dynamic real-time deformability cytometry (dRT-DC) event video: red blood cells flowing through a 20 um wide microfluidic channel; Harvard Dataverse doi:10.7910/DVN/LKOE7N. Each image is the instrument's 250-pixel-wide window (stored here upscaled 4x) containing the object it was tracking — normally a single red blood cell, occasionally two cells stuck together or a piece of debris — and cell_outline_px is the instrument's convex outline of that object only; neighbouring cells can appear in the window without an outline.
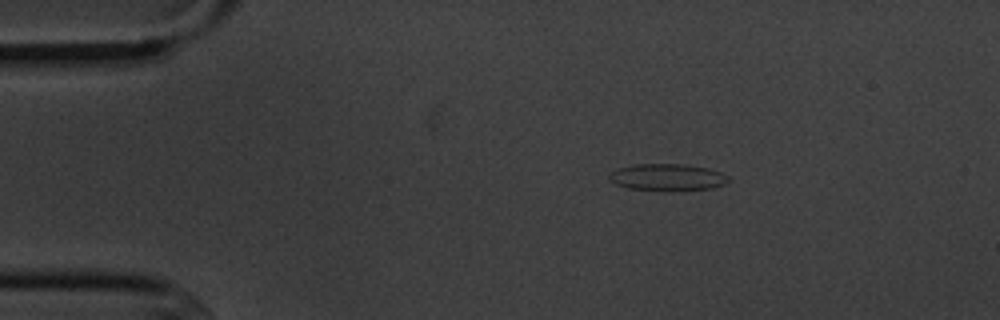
{"species": "common noctule bat (a hibernating species)", "species_latin": "Nyctalus noctula", "temperature_condition": "cold", "stored_images_in_passage": 13, "camera_frame_rate_fps": 3000, "um_per_image_px": 0.085, "animal": {"sex": "male", "body_mass_g": 20.1, "forearm_length_mm": 53.5}, "frame": {"image": 1, "passage_image": 1, "time_ms": 0.0, "image_size_px": [1000, 320], "cell_outline_px": [[732, 180], [724, 184], [712, 188], [668, 192], [628, 188], [616, 184], [608, 180], [608, 176], [616, 168], [632, 164], [680, 164], [708, 168], [720, 172], [728, 176]], "centroid_in_image_um": [56.71, 15.08], "position_along_channel_um": 28.3, "area_um2": 19.07}}
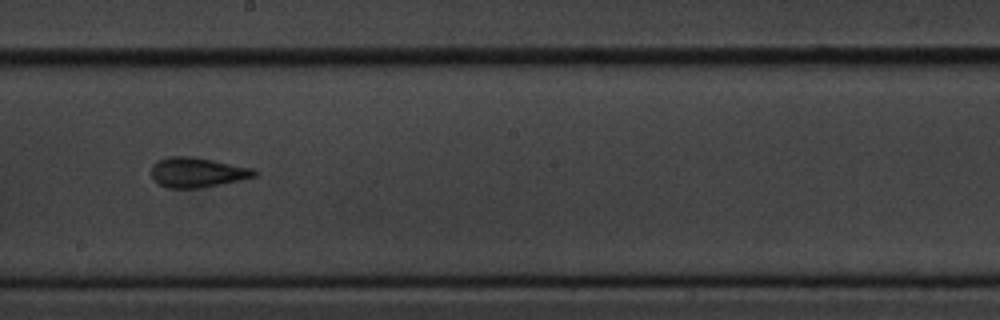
{"frame": {"image": 2, "passage_image": 7, "time_ms": 7.0, "image_size_px": [1000, 320], "cell_outline_px": [[260, 172], [256, 176], [240, 180], [200, 188], [168, 188], [152, 180], [152, 164], [156, 160], [168, 156], [192, 156], [256, 168]], "centroid_in_image_um": [16.79, 14.64], "position_along_channel_um": 231.4, "area_um2": 18.26}}
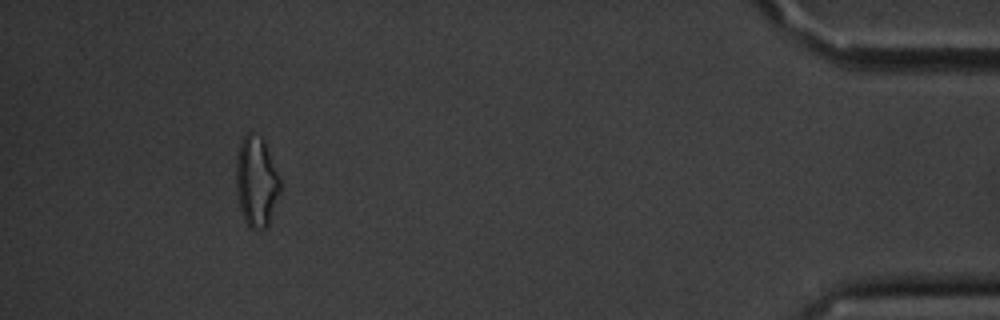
{"frame": {"image": 3, "passage_image": 12, "time_ms": 13.667, "image_size_px": [1000, 320], "cell_outline_px": [[280, 192], [268, 224], [264, 228], [248, 228], [244, 220], [240, 208], [236, 188], [236, 156], [240, 144], [244, 136], [248, 132], [260, 136], [264, 140], [280, 180]], "centroid_in_image_um": [21.77, 15.44], "position_along_channel_um": 413.4, "area_um2": 22.95}, "authors_computed_cell_mechanics": {"area_um2": 18.0914, "velocity_mm_per_s": 3.6465, "shape_relaxation_time_tau1_ms": 4.2151, "shape_relaxation_time_tau2_ms": null, "deformation_change_tau1": 0.0947, "deformation_change_tau2": null}}